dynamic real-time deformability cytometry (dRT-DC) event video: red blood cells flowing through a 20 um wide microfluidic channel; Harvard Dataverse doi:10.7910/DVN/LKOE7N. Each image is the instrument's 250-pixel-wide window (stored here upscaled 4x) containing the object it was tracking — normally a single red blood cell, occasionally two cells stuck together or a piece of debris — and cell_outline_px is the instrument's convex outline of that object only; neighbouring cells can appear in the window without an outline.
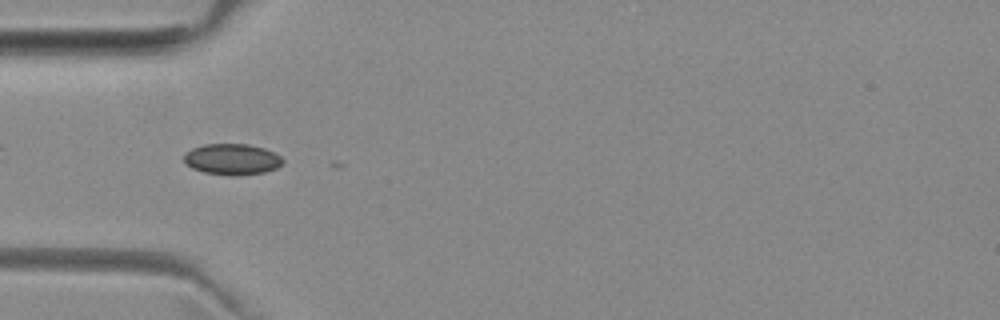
{"species": "common noctule bat (a hibernating species)", "species_latin": "Nyctalus noctula", "temperature_condition": "room temperature", "stored_images_in_passage": 5, "camera_frame_rate_fps": 3000, "um_per_image_px": 0.085, "animal": {"sex": "female", "body_mass_g": 29.2, "forearm_length_mm": 56.3}, "frame": {"image": 1, "passage_image": 2, "time_ms": 1.333, "image_size_px": [1000, 320], "cell_outline_px": [[284, 164], [276, 168], [264, 172], [236, 176], [232, 176], [204, 172], [192, 168], [184, 164], [184, 156], [192, 148], [204, 144], [248, 144], [264, 148], [280, 156], [284, 160]], "centroid_in_image_um": [19.73, 13.54], "position_along_channel_um": 65.3, "area_um2": 17.92}}
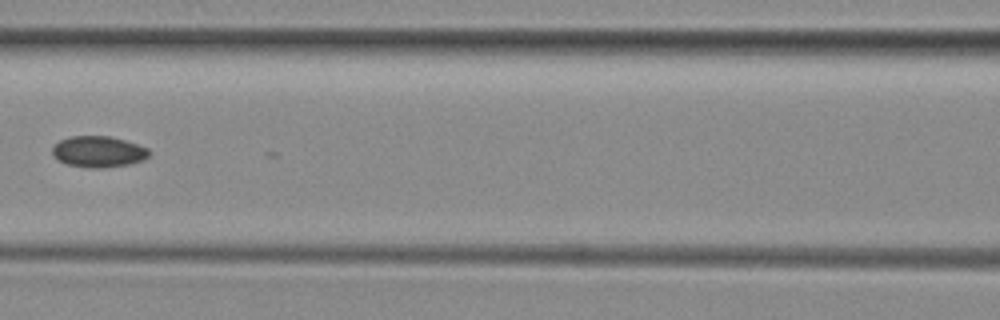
{"frame": {"image": 2, "passage_image": 4, "time_ms": 3.667, "image_size_px": [1000, 320], "cell_outline_px": [[152, 152], [144, 160], [128, 164], [104, 168], [88, 168], [68, 164], [60, 160], [52, 152], [52, 148], [60, 140], [72, 136], [108, 136], [124, 140], [148, 148]], "centroid_in_image_um": [8.4, 12.89], "position_along_channel_um": 158.2, "area_um2": 17.4}}
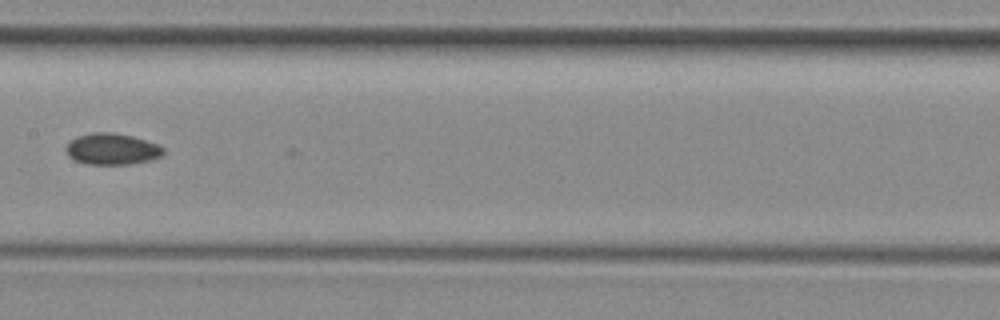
{"frame": {"image": 3, "passage_image": 5, "time_ms": 4.667, "image_size_px": [1000, 320], "cell_outline_px": [[164, 152], [160, 156], [152, 160], [128, 164], [88, 164], [76, 160], [68, 156], [64, 148], [76, 136], [92, 132], [112, 132], [132, 136], [160, 144], [164, 148]], "centroid_in_image_um": [9.53, 12.66], "position_along_channel_um": 197.9, "area_um2": 17.86}}